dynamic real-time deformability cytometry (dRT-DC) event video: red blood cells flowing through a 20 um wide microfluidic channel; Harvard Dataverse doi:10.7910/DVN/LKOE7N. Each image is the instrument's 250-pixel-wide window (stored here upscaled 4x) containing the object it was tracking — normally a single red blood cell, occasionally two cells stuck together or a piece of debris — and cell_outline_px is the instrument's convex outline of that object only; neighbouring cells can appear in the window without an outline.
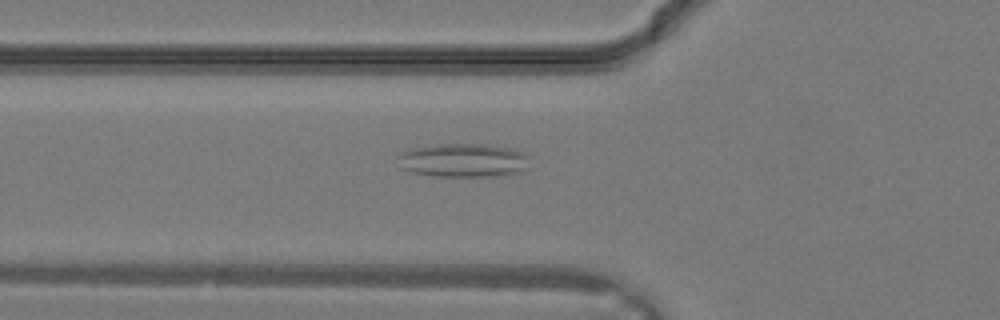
{"species": "common noctule bat (a hibernating species)", "species_latin": "Nyctalus noctula", "temperature_condition": "warm", "stored_images_in_passage": 15, "camera_frame_rate_fps": 3000, "um_per_image_px": 0.085, "animal": {"sex": "male", "body_mass_g": 19.2, "forearm_length_mm": 51.8}, "frame": {"image": 1, "passage_image": 3, "time_ms": 0.667, "image_size_px": [1000, 320], "cell_outline_px": [[528, 168], [520, 172], [492, 176], [432, 176], [412, 172], [400, 168], [396, 156], [400, 152], [412, 148], [436, 144], [484, 144], [508, 148], [520, 152], [528, 156]], "centroid_in_image_um": [39.31, 13.63], "position_along_channel_um": 86.5, "area_um2": 25.95}}
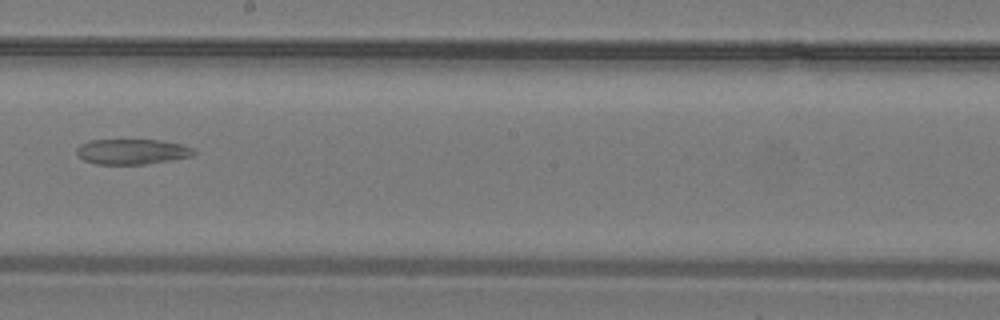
{"frame": {"image": 2, "passage_image": 10, "time_ms": 3.0, "image_size_px": [1000, 320], "cell_outline_px": [[196, 152], [192, 156], [144, 164], [96, 164], [84, 160], [76, 152], [76, 148], [80, 144], [88, 140], [160, 140], [180, 144], [192, 148]], "centroid_in_image_um": [11.19, 12.88], "position_along_channel_um": 237.0, "area_um2": 17.11}}
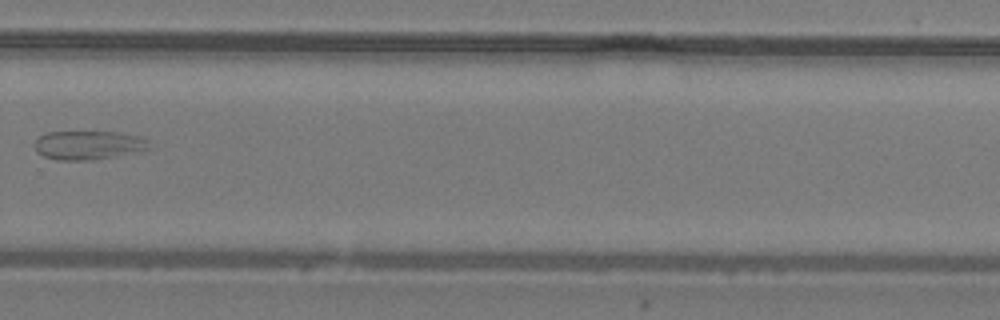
{"frame": {"image": 3, "passage_image": 14, "time_ms": 4.333, "image_size_px": [1000, 320], "cell_outline_px": [[152, 148], [116, 156], [92, 160], [60, 160], [44, 156], [36, 152], [32, 144], [40, 136], [48, 132], [120, 132], [136, 136], [148, 140]], "centroid_in_image_um": [7.49, 12.34], "position_along_channel_um": 322.3, "area_um2": 19.25}}